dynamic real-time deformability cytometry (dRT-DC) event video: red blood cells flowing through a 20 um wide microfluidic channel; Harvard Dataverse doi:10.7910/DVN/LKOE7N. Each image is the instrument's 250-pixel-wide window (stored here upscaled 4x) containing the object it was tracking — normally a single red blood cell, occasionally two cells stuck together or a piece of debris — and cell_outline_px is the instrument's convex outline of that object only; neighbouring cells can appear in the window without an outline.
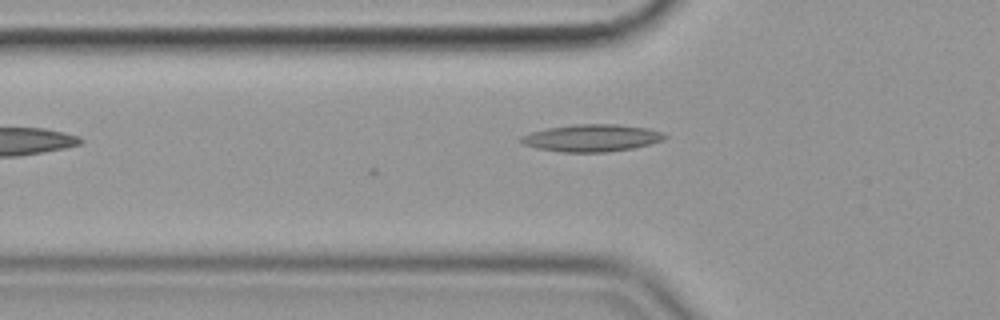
{"species": "common noctule bat (a hibernating species)", "species_latin": "Nyctalus noctula", "temperature_condition": "cold", "stored_images_in_passage": 3, "camera_frame_rate_fps": 3000, "um_per_image_px": 0.085, "animal": {"sex": "female", "body_mass_g": 19.9}, "frame": {"image": 1, "passage_image": 3, "time_ms": 0.667, "image_size_px": [1000, 320], "cell_outline_px": [[668, 136], [664, 140], [632, 148], [608, 152], [560, 152], [536, 148], [524, 144], [516, 140], [520, 136], [532, 132], [548, 128], [576, 124], [616, 124], [648, 128], [660, 132]], "centroid_in_image_um": [50.26, 11.73], "position_along_channel_um": 75.5, "area_um2": 22.77}}